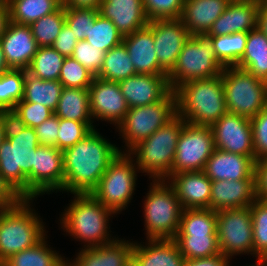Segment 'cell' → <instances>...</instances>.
I'll list each match as a JSON object with an SVG mask.
<instances>
[{"label":"cell","mask_w":267,"mask_h":266,"mask_svg":"<svg viewBox=\"0 0 267 266\" xmlns=\"http://www.w3.org/2000/svg\"><path fill=\"white\" fill-rule=\"evenodd\" d=\"M231 0H184L181 21L190 35L207 34Z\"/></svg>","instance_id":"83f0119b"},{"label":"cell","mask_w":267,"mask_h":266,"mask_svg":"<svg viewBox=\"0 0 267 266\" xmlns=\"http://www.w3.org/2000/svg\"><path fill=\"white\" fill-rule=\"evenodd\" d=\"M64 59L52 47H39L26 71L42 80H59Z\"/></svg>","instance_id":"8d00e7d4"},{"label":"cell","mask_w":267,"mask_h":266,"mask_svg":"<svg viewBox=\"0 0 267 266\" xmlns=\"http://www.w3.org/2000/svg\"><path fill=\"white\" fill-rule=\"evenodd\" d=\"M89 90L90 112L97 121H107L116 127L123 121L129 107L118 82L94 77Z\"/></svg>","instance_id":"2e32d148"},{"label":"cell","mask_w":267,"mask_h":266,"mask_svg":"<svg viewBox=\"0 0 267 266\" xmlns=\"http://www.w3.org/2000/svg\"><path fill=\"white\" fill-rule=\"evenodd\" d=\"M176 235L217 236V215L211 209H183Z\"/></svg>","instance_id":"e575fe53"},{"label":"cell","mask_w":267,"mask_h":266,"mask_svg":"<svg viewBox=\"0 0 267 266\" xmlns=\"http://www.w3.org/2000/svg\"><path fill=\"white\" fill-rule=\"evenodd\" d=\"M101 1L102 0H61V4L64 7L99 9Z\"/></svg>","instance_id":"9f6ffc18"},{"label":"cell","mask_w":267,"mask_h":266,"mask_svg":"<svg viewBox=\"0 0 267 266\" xmlns=\"http://www.w3.org/2000/svg\"><path fill=\"white\" fill-rule=\"evenodd\" d=\"M123 36L110 19L99 14L91 27L88 36L85 38L90 45L105 52L122 43Z\"/></svg>","instance_id":"60d3db41"},{"label":"cell","mask_w":267,"mask_h":266,"mask_svg":"<svg viewBox=\"0 0 267 266\" xmlns=\"http://www.w3.org/2000/svg\"><path fill=\"white\" fill-rule=\"evenodd\" d=\"M248 32L211 37L217 59L225 67H235L244 54Z\"/></svg>","instance_id":"d590c367"},{"label":"cell","mask_w":267,"mask_h":266,"mask_svg":"<svg viewBox=\"0 0 267 266\" xmlns=\"http://www.w3.org/2000/svg\"><path fill=\"white\" fill-rule=\"evenodd\" d=\"M11 115L8 112L0 111V144L6 137L7 128L9 125Z\"/></svg>","instance_id":"91938a15"},{"label":"cell","mask_w":267,"mask_h":266,"mask_svg":"<svg viewBox=\"0 0 267 266\" xmlns=\"http://www.w3.org/2000/svg\"><path fill=\"white\" fill-rule=\"evenodd\" d=\"M6 0H0V5L4 4Z\"/></svg>","instance_id":"003e7915"},{"label":"cell","mask_w":267,"mask_h":266,"mask_svg":"<svg viewBox=\"0 0 267 266\" xmlns=\"http://www.w3.org/2000/svg\"><path fill=\"white\" fill-rule=\"evenodd\" d=\"M203 171L212 181L255 180V161L249 156L215 149Z\"/></svg>","instance_id":"44dd1931"},{"label":"cell","mask_w":267,"mask_h":266,"mask_svg":"<svg viewBox=\"0 0 267 266\" xmlns=\"http://www.w3.org/2000/svg\"><path fill=\"white\" fill-rule=\"evenodd\" d=\"M256 198L267 201V157L255 161Z\"/></svg>","instance_id":"f5cc1de1"},{"label":"cell","mask_w":267,"mask_h":266,"mask_svg":"<svg viewBox=\"0 0 267 266\" xmlns=\"http://www.w3.org/2000/svg\"><path fill=\"white\" fill-rule=\"evenodd\" d=\"M225 66L217 59L213 43L207 34L191 35L185 42L176 64L167 74L170 89L194 79H209L221 75Z\"/></svg>","instance_id":"ba28073f"},{"label":"cell","mask_w":267,"mask_h":266,"mask_svg":"<svg viewBox=\"0 0 267 266\" xmlns=\"http://www.w3.org/2000/svg\"><path fill=\"white\" fill-rule=\"evenodd\" d=\"M149 19H179L183 11L184 0H142Z\"/></svg>","instance_id":"7dc6e473"},{"label":"cell","mask_w":267,"mask_h":266,"mask_svg":"<svg viewBox=\"0 0 267 266\" xmlns=\"http://www.w3.org/2000/svg\"><path fill=\"white\" fill-rule=\"evenodd\" d=\"M247 266V265H246ZM249 266H267L266 263L262 259H257L256 264Z\"/></svg>","instance_id":"6125c7cd"},{"label":"cell","mask_w":267,"mask_h":266,"mask_svg":"<svg viewBox=\"0 0 267 266\" xmlns=\"http://www.w3.org/2000/svg\"><path fill=\"white\" fill-rule=\"evenodd\" d=\"M217 238L220 253L228 258L253 255V227L250 207L224 209L216 212Z\"/></svg>","instance_id":"4fadbf2b"},{"label":"cell","mask_w":267,"mask_h":266,"mask_svg":"<svg viewBox=\"0 0 267 266\" xmlns=\"http://www.w3.org/2000/svg\"><path fill=\"white\" fill-rule=\"evenodd\" d=\"M138 167L128 153L119 155L109 164L91 195L115 214L128 207L136 187Z\"/></svg>","instance_id":"8fae6325"},{"label":"cell","mask_w":267,"mask_h":266,"mask_svg":"<svg viewBox=\"0 0 267 266\" xmlns=\"http://www.w3.org/2000/svg\"><path fill=\"white\" fill-rule=\"evenodd\" d=\"M63 152V191L91 194L109 164L124 153L105 139L96 129Z\"/></svg>","instance_id":"6da1fadb"},{"label":"cell","mask_w":267,"mask_h":266,"mask_svg":"<svg viewBox=\"0 0 267 266\" xmlns=\"http://www.w3.org/2000/svg\"><path fill=\"white\" fill-rule=\"evenodd\" d=\"M8 70H10V67L8 66L6 62L5 55H4L2 45L0 42V76Z\"/></svg>","instance_id":"94428289"},{"label":"cell","mask_w":267,"mask_h":266,"mask_svg":"<svg viewBox=\"0 0 267 266\" xmlns=\"http://www.w3.org/2000/svg\"><path fill=\"white\" fill-rule=\"evenodd\" d=\"M221 79L228 113L251 119L267 106V82L237 67H225Z\"/></svg>","instance_id":"9c48e42d"},{"label":"cell","mask_w":267,"mask_h":266,"mask_svg":"<svg viewBox=\"0 0 267 266\" xmlns=\"http://www.w3.org/2000/svg\"><path fill=\"white\" fill-rule=\"evenodd\" d=\"M77 42L78 40L73 34V31L66 23H64L58 37L53 42L51 47L57 50L62 56L66 58L73 55Z\"/></svg>","instance_id":"816d5d0a"},{"label":"cell","mask_w":267,"mask_h":266,"mask_svg":"<svg viewBox=\"0 0 267 266\" xmlns=\"http://www.w3.org/2000/svg\"><path fill=\"white\" fill-rule=\"evenodd\" d=\"M185 122L176 115L128 152L133 158L136 157L134 161L140 173H147L152 180L170 178L177 140Z\"/></svg>","instance_id":"8992f818"},{"label":"cell","mask_w":267,"mask_h":266,"mask_svg":"<svg viewBox=\"0 0 267 266\" xmlns=\"http://www.w3.org/2000/svg\"><path fill=\"white\" fill-rule=\"evenodd\" d=\"M253 227V257L267 255V201L256 199L250 206Z\"/></svg>","instance_id":"b9f144b4"},{"label":"cell","mask_w":267,"mask_h":266,"mask_svg":"<svg viewBox=\"0 0 267 266\" xmlns=\"http://www.w3.org/2000/svg\"><path fill=\"white\" fill-rule=\"evenodd\" d=\"M44 237L35 246L24 249L8 258L1 266H59L65 256L62 257L47 244Z\"/></svg>","instance_id":"d6a6232c"},{"label":"cell","mask_w":267,"mask_h":266,"mask_svg":"<svg viewBox=\"0 0 267 266\" xmlns=\"http://www.w3.org/2000/svg\"><path fill=\"white\" fill-rule=\"evenodd\" d=\"M118 84L129 108L161 101L171 91L167 75L136 74Z\"/></svg>","instance_id":"d6986e66"},{"label":"cell","mask_w":267,"mask_h":266,"mask_svg":"<svg viewBox=\"0 0 267 266\" xmlns=\"http://www.w3.org/2000/svg\"><path fill=\"white\" fill-rule=\"evenodd\" d=\"M262 260L266 263L267 265V255L265 257L262 258Z\"/></svg>","instance_id":"03108f58"},{"label":"cell","mask_w":267,"mask_h":266,"mask_svg":"<svg viewBox=\"0 0 267 266\" xmlns=\"http://www.w3.org/2000/svg\"><path fill=\"white\" fill-rule=\"evenodd\" d=\"M63 152L53 146L39 145L33 153V199L39 195L63 192Z\"/></svg>","instance_id":"9a60e30c"},{"label":"cell","mask_w":267,"mask_h":266,"mask_svg":"<svg viewBox=\"0 0 267 266\" xmlns=\"http://www.w3.org/2000/svg\"><path fill=\"white\" fill-rule=\"evenodd\" d=\"M59 266H74L73 263L69 260H63V262Z\"/></svg>","instance_id":"be15d7a7"},{"label":"cell","mask_w":267,"mask_h":266,"mask_svg":"<svg viewBox=\"0 0 267 266\" xmlns=\"http://www.w3.org/2000/svg\"><path fill=\"white\" fill-rule=\"evenodd\" d=\"M255 1L261 3V2H265V1H267V0H255Z\"/></svg>","instance_id":"a7ac6f4b"},{"label":"cell","mask_w":267,"mask_h":266,"mask_svg":"<svg viewBox=\"0 0 267 266\" xmlns=\"http://www.w3.org/2000/svg\"><path fill=\"white\" fill-rule=\"evenodd\" d=\"M99 13L110 19L123 37L149 23L142 0H102Z\"/></svg>","instance_id":"cb8c5ba5"},{"label":"cell","mask_w":267,"mask_h":266,"mask_svg":"<svg viewBox=\"0 0 267 266\" xmlns=\"http://www.w3.org/2000/svg\"><path fill=\"white\" fill-rule=\"evenodd\" d=\"M25 70L10 69L0 76V111L11 113L23 98Z\"/></svg>","instance_id":"f35d334b"},{"label":"cell","mask_w":267,"mask_h":266,"mask_svg":"<svg viewBox=\"0 0 267 266\" xmlns=\"http://www.w3.org/2000/svg\"><path fill=\"white\" fill-rule=\"evenodd\" d=\"M167 181L174 187L183 209H210L212 180L204 171L176 173Z\"/></svg>","instance_id":"ffe728a7"},{"label":"cell","mask_w":267,"mask_h":266,"mask_svg":"<svg viewBox=\"0 0 267 266\" xmlns=\"http://www.w3.org/2000/svg\"><path fill=\"white\" fill-rule=\"evenodd\" d=\"M144 200L147 239H174L183 208L174 187L165 179L152 180Z\"/></svg>","instance_id":"52a82bcc"},{"label":"cell","mask_w":267,"mask_h":266,"mask_svg":"<svg viewBox=\"0 0 267 266\" xmlns=\"http://www.w3.org/2000/svg\"><path fill=\"white\" fill-rule=\"evenodd\" d=\"M92 129L84 122L59 118V132L56 148L65 150L87 136Z\"/></svg>","instance_id":"bcb514c9"},{"label":"cell","mask_w":267,"mask_h":266,"mask_svg":"<svg viewBox=\"0 0 267 266\" xmlns=\"http://www.w3.org/2000/svg\"><path fill=\"white\" fill-rule=\"evenodd\" d=\"M149 24L153 27L154 48L159 66L168 74L191 35L180 18L152 20Z\"/></svg>","instance_id":"e0dca14e"},{"label":"cell","mask_w":267,"mask_h":266,"mask_svg":"<svg viewBox=\"0 0 267 266\" xmlns=\"http://www.w3.org/2000/svg\"><path fill=\"white\" fill-rule=\"evenodd\" d=\"M65 23V7L61 5L55 12L45 15L30 27L39 47H51Z\"/></svg>","instance_id":"ab89813d"},{"label":"cell","mask_w":267,"mask_h":266,"mask_svg":"<svg viewBox=\"0 0 267 266\" xmlns=\"http://www.w3.org/2000/svg\"><path fill=\"white\" fill-rule=\"evenodd\" d=\"M32 202L31 198H23L18 204L7 207L2 213L0 266L11 256L35 246L47 236L43 220L31 207Z\"/></svg>","instance_id":"5b68a950"},{"label":"cell","mask_w":267,"mask_h":266,"mask_svg":"<svg viewBox=\"0 0 267 266\" xmlns=\"http://www.w3.org/2000/svg\"><path fill=\"white\" fill-rule=\"evenodd\" d=\"M235 67L267 82V37L257 27L248 32L244 54Z\"/></svg>","instance_id":"f546056e"},{"label":"cell","mask_w":267,"mask_h":266,"mask_svg":"<svg viewBox=\"0 0 267 266\" xmlns=\"http://www.w3.org/2000/svg\"><path fill=\"white\" fill-rule=\"evenodd\" d=\"M259 5L255 0H231L207 35L214 37L255 29Z\"/></svg>","instance_id":"7402d4cb"},{"label":"cell","mask_w":267,"mask_h":266,"mask_svg":"<svg viewBox=\"0 0 267 266\" xmlns=\"http://www.w3.org/2000/svg\"><path fill=\"white\" fill-rule=\"evenodd\" d=\"M9 6L10 21L31 25L45 15L55 12L61 0H6Z\"/></svg>","instance_id":"1f68e13d"},{"label":"cell","mask_w":267,"mask_h":266,"mask_svg":"<svg viewBox=\"0 0 267 266\" xmlns=\"http://www.w3.org/2000/svg\"><path fill=\"white\" fill-rule=\"evenodd\" d=\"M176 115V94L172 90L161 101L129 108L123 121L117 126L127 148L124 151L128 153Z\"/></svg>","instance_id":"30bf717a"},{"label":"cell","mask_w":267,"mask_h":266,"mask_svg":"<svg viewBox=\"0 0 267 266\" xmlns=\"http://www.w3.org/2000/svg\"><path fill=\"white\" fill-rule=\"evenodd\" d=\"M129 57L137 74L167 75L159 66L154 48L153 27L148 25L123 37Z\"/></svg>","instance_id":"d4e9b609"},{"label":"cell","mask_w":267,"mask_h":266,"mask_svg":"<svg viewBox=\"0 0 267 266\" xmlns=\"http://www.w3.org/2000/svg\"><path fill=\"white\" fill-rule=\"evenodd\" d=\"M256 27L267 37V1L259 5Z\"/></svg>","instance_id":"6f0895ef"},{"label":"cell","mask_w":267,"mask_h":266,"mask_svg":"<svg viewBox=\"0 0 267 266\" xmlns=\"http://www.w3.org/2000/svg\"><path fill=\"white\" fill-rule=\"evenodd\" d=\"M105 53V51L90 45L87 41L81 40L77 42L71 57L96 77L102 68Z\"/></svg>","instance_id":"c3c4849f"},{"label":"cell","mask_w":267,"mask_h":266,"mask_svg":"<svg viewBox=\"0 0 267 266\" xmlns=\"http://www.w3.org/2000/svg\"><path fill=\"white\" fill-rule=\"evenodd\" d=\"M133 250V241L117 237L101 246L82 247L72 263L74 266H132Z\"/></svg>","instance_id":"603a6c76"},{"label":"cell","mask_w":267,"mask_h":266,"mask_svg":"<svg viewBox=\"0 0 267 266\" xmlns=\"http://www.w3.org/2000/svg\"><path fill=\"white\" fill-rule=\"evenodd\" d=\"M174 240L185 259L205 258L220 254L217 236L176 235Z\"/></svg>","instance_id":"74e56055"},{"label":"cell","mask_w":267,"mask_h":266,"mask_svg":"<svg viewBox=\"0 0 267 266\" xmlns=\"http://www.w3.org/2000/svg\"><path fill=\"white\" fill-rule=\"evenodd\" d=\"M64 211L60 217L61 229L77 241H83L84 248L101 246L116 238L111 236L108 228V219L115 213L91 194H74V200Z\"/></svg>","instance_id":"277c9868"},{"label":"cell","mask_w":267,"mask_h":266,"mask_svg":"<svg viewBox=\"0 0 267 266\" xmlns=\"http://www.w3.org/2000/svg\"><path fill=\"white\" fill-rule=\"evenodd\" d=\"M0 42L10 69L27 70L39 48L30 25L11 21H9Z\"/></svg>","instance_id":"ac0fdd59"},{"label":"cell","mask_w":267,"mask_h":266,"mask_svg":"<svg viewBox=\"0 0 267 266\" xmlns=\"http://www.w3.org/2000/svg\"><path fill=\"white\" fill-rule=\"evenodd\" d=\"M7 207L3 206V205H0V217L2 215V213L4 212V210L6 209Z\"/></svg>","instance_id":"e7e4bbea"},{"label":"cell","mask_w":267,"mask_h":266,"mask_svg":"<svg viewBox=\"0 0 267 266\" xmlns=\"http://www.w3.org/2000/svg\"><path fill=\"white\" fill-rule=\"evenodd\" d=\"M174 91L177 115L193 125L211 126L228 112L221 75L184 82Z\"/></svg>","instance_id":"3957f363"},{"label":"cell","mask_w":267,"mask_h":266,"mask_svg":"<svg viewBox=\"0 0 267 266\" xmlns=\"http://www.w3.org/2000/svg\"><path fill=\"white\" fill-rule=\"evenodd\" d=\"M210 127L213 132L215 149L249 156L255 161L249 118L227 112Z\"/></svg>","instance_id":"5bb4252c"},{"label":"cell","mask_w":267,"mask_h":266,"mask_svg":"<svg viewBox=\"0 0 267 266\" xmlns=\"http://www.w3.org/2000/svg\"><path fill=\"white\" fill-rule=\"evenodd\" d=\"M54 114L58 118L84 122L92 130L95 129L90 112L88 89L63 87Z\"/></svg>","instance_id":"f1b7e54d"},{"label":"cell","mask_w":267,"mask_h":266,"mask_svg":"<svg viewBox=\"0 0 267 266\" xmlns=\"http://www.w3.org/2000/svg\"><path fill=\"white\" fill-rule=\"evenodd\" d=\"M230 258L220 254L197 259H185L183 266H230Z\"/></svg>","instance_id":"11a10c76"},{"label":"cell","mask_w":267,"mask_h":266,"mask_svg":"<svg viewBox=\"0 0 267 266\" xmlns=\"http://www.w3.org/2000/svg\"><path fill=\"white\" fill-rule=\"evenodd\" d=\"M137 73L123 43L105 53L102 68L96 76L103 80L119 82Z\"/></svg>","instance_id":"836d02e7"},{"label":"cell","mask_w":267,"mask_h":266,"mask_svg":"<svg viewBox=\"0 0 267 266\" xmlns=\"http://www.w3.org/2000/svg\"><path fill=\"white\" fill-rule=\"evenodd\" d=\"M256 199L255 180L212 181L210 196L212 211L250 207Z\"/></svg>","instance_id":"484cf974"},{"label":"cell","mask_w":267,"mask_h":266,"mask_svg":"<svg viewBox=\"0 0 267 266\" xmlns=\"http://www.w3.org/2000/svg\"><path fill=\"white\" fill-rule=\"evenodd\" d=\"M94 77L95 76L76 59L73 57H66L58 81L63 87L88 89Z\"/></svg>","instance_id":"ee69618b"},{"label":"cell","mask_w":267,"mask_h":266,"mask_svg":"<svg viewBox=\"0 0 267 266\" xmlns=\"http://www.w3.org/2000/svg\"><path fill=\"white\" fill-rule=\"evenodd\" d=\"M9 21V6L6 1L4 4L0 5V39L4 35Z\"/></svg>","instance_id":"680465c9"},{"label":"cell","mask_w":267,"mask_h":266,"mask_svg":"<svg viewBox=\"0 0 267 266\" xmlns=\"http://www.w3.org/2000/svg\"><path fill=\"white\" fill-rule=\"evenodd\" d=\"M34 129L40 145L56 147L59 118L55 114Z\"/></svg>","instance_id":"f907efd6"},{"label":"cell","mask_w":267,"mask_h":266,"mask_svg":"<svg viewBox=\"0 0 267 266\" xmlns=\"http://www.w3.org/2000/svg\"><path fill=\"white\" fill-rule=\"evenodd\" d=\"M22 199L0 173V205L11 207L18 204Z\"/></svg>","instance_id":"db71d44e"},{"label":"cell","mask_w":267,"mask_h":266,"mask_svg":"<svg viewBox=\"0 0 267 266\" xmlns=\"http://www.w3.org/2000/svg\"><path fill=\"white\" fill-rule=\"evenodd\" d=\"M39 145L34 128L10 118L0 144V173L22 198L33 199V153Z\"/></svg>","instance_id":"7a4b0ae2"},{"label":"cell","mask_w":267,"mask_h":266,"mask_svg":"<svg viewBox=\"0 0 267 266\" xmlns=\"http://www.w3.org/2000/svg\"><path fill=\"white\" fill-rule=\"evenodd\" d=\"M11 118L22 126L35 128L54 115V112L41 104L19 101L10 113Z\"/></svg>","instance_id":"7bdbcfd3"},{"label":"cell","mask_w":267,"mask_h":266,"mask_svg":"<svg viewBox=\"0 0 267 266\" xmlns=\"http://www.w3.org/2000/svg\"><path fill=\"white\" fill-rule=\"evenodd\" d=\"M99 14L97 8L65 7V23L73 31L78 41L85 40L91 23H94Z\"/></svg>","instance_id":"f6af8a7d"},{"label":"cell","mask_w":267,"mask_h":266,"mask_svg":"<svg viewBox=\"0 0 267 266\" xmlns=\"http://www.w3.org/2000/svg\"><path fill=\"white\" fill-rule=\"evenodd\" d=\"M255 161L267 157V106L250 119Z\"/></svg>","instance_id":"681fc988"},{"label":"cell","mask_w":267,"mask_h":266,"mask_svg":"<svg viewBox=\"0 0 267 266\" xmlns=\"http://www.w3.org/2000/svg\"><path fill=\"white\" fill-rule=\"evenodd\" d=\"M134 242L132 266H183L184 256L174 239H148Z\"/></svg>","instance_id":"4316f807"},{"label":"cell","mask_w":267,"mask_h":266,"mask_svg":"<svg viewBox=\"0 0 267 266\" xmlns=\"http://www.w3.org/2000/svg\"><path fill=\"white\" fill-rule=\"evenodd\" d=\"M214 150L210 126L185 122L177 140L170 177L181 172L203 171Z\"/></svg>","instance_id":"7c38bea8"},{"label":"cell","mask_w":267,"mask_h":266,"mask_svg":"<svg viewBox=\"0 0 267 266\" xmlns=\"http://www.w3.org/2000/svg\"><path fill=\"white\" fill-rule=\"evenodd\" d=\"M63 85L58 80H42L25 70L22 100L57 109Z\"/></svg>","instance_id":"4dcf8cb0"}]
</instances>
